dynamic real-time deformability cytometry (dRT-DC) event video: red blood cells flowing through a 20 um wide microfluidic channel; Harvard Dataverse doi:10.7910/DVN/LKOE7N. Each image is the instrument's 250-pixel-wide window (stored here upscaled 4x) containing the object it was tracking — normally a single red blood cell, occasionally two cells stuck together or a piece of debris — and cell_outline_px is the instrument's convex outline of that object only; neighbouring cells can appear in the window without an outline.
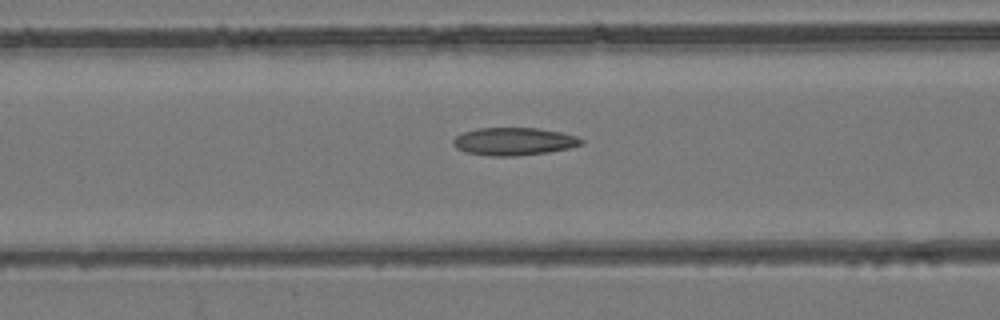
{"species": "common noctule bat (a hibernating species)", "species_latin": "Nyctalus noctula", "temperature_condition": "room temperature", "stored_images_in_passage": 53, "camera_frame_rate_fps": 3000, "um_per_image_px": 0.085, "animal": {"sex": "female", "body_mass_g": 24.6, "forearm_length_mm": 56.2}, "frame": {"image": 1, "passage_image": 22, "time_ms": 7.0, "image_size_px": [1000, 320], "cell_outline_px": [[584, 144], [568, 148], [548, 152], [516, 156], [492, 156], [464, 152], [456, 148], [452, 144], [452, 140], [456, 136], [464, 132], [476, 128], [536, 128], [560, 132], [576, 136], [584, 140]], "centroid_in_image_um": [43.66, 12.02], "position_along_channel_um": 122.9, "area_um2": 20.75}}
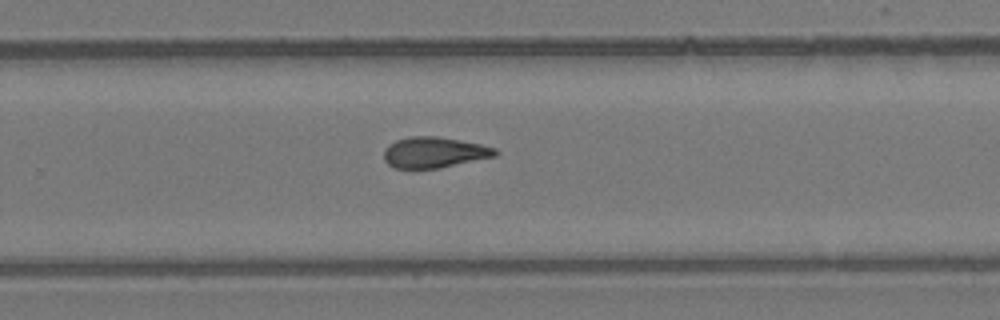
{"frame": {"image": 2, "passage_image": 35, "time_ms": 11.333, "image_size_px": [1000, 320], "cell_outline_px": [[500, 152], [496, 156], [436, 168], [392, 168], [384, 160], [384, 148], [388, 144], [396, 140], [408, 136], [436, 136], [480, 144], [496, 148]], "centroid_in_image_um": [36.87, 12.94], "position_along_channel_um": 292.9, "area_um2": 19.94}}
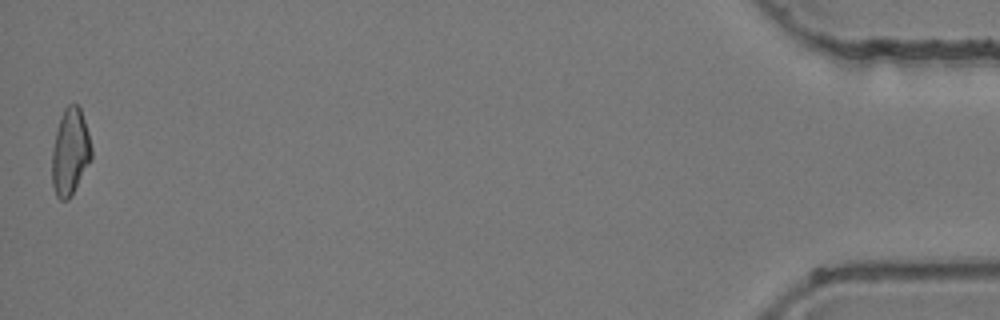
{"frame": {"image": 3, "passage_image": 53, "time_ms": 17.333, "image_size_px": [1000, 320], "cell_outline_px": [[92, 156], [68, 200], [60, 200], [56, 196], [52, 184], [52, 152], [56, 132], [60, 116], [64, 108], [68, 104], [76, 104], [80, 108], [88, 132], [92, 148]], "centroid_in_image_um": [5.95, 12.89], "position_along_channel_um": 429.3, "area_um2": 19.59}, "authors_computed_cell_mechanics": {"area_um2": 20.2878, "velocity_mm_per_s": 3.9374, "shape_relaxation_time_tau1_ms": null, "shape_relaxation_time_tau2_ms": 3.4033, "deformation_change_tau1": null, "deformation_change_tau2": 0.1134}}